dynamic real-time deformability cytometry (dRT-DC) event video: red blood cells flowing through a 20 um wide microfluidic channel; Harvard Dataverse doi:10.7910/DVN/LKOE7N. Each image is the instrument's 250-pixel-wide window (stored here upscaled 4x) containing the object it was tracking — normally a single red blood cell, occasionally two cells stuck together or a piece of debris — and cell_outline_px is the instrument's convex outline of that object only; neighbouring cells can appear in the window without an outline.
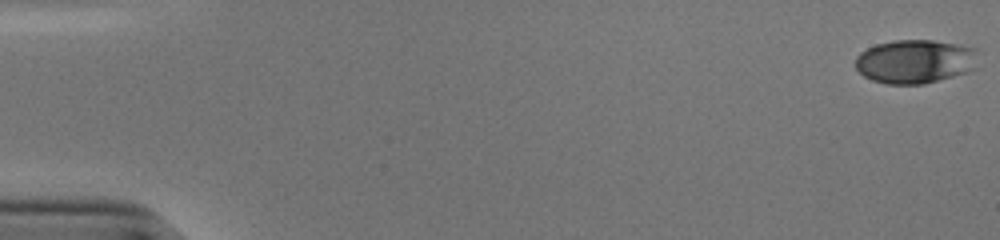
{"species": "human", "species_latin": "Homo sapiens", "temperature_condition": "cold", "stored_images_in_passage": 49, "camera_frame_rate_fps": 3000, "um_per_image_px": 0.085, "donor": {"sex": "male"}, "frame": {"image": 1, "passage_image": 1, "time_ms": 0.0, "image_size_px": [1000, 240], "cell_outline_px": [[976, 68], [968, 72], [924, 84], [884, 84], [872, 80], [864, 76], [856, 68], [856, 56], [860, 52], [876, 44], [896, 40], [932, 40], [956, 44], [976, 48]], "centroid_in_image_um": [77.78, 5.23], "position_along_channel_um": 7.2, "area_um2": 31.39}}
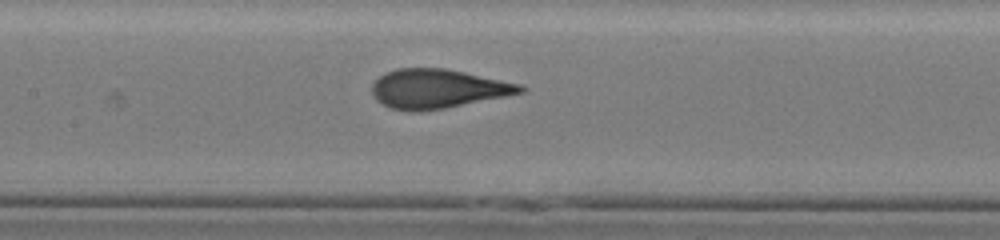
{"frame": {"image": 2, "passage_image": 27, "time_ms": 8.667, "image_size_px": [1000, 240], "cell_outline_px": [[528, 88], [524, 92], [444, 108], [392, 108], [376, 100], [372, 92], [372, 84], [384, 72], [396, 68], [444, 68], [464, 72], [520, 84]], "centroid_in_image_um": [37.22, 7.49], "position_along_channel_um": 170.2, "area_um2": 32.71}}
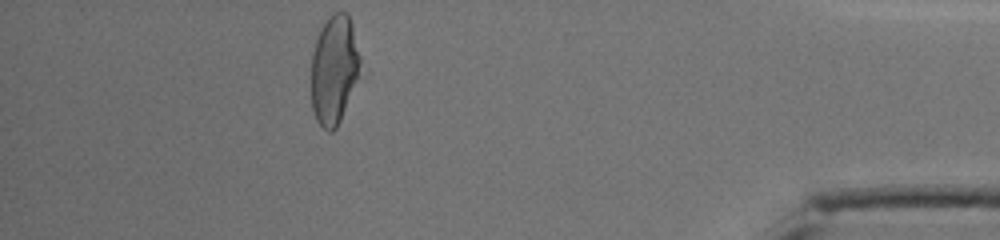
{"frame": {"image": 3, "passage_image": 49, "time_ms": 16.0, "image_size_px": [1000, 240], "cell_outline_px": [[360, 64], [356, 76], [340, 120], [336, 128], [332, 132], [328, 132], [316, 120], [312, 108], [312, 52], [316, 36], [320, 28], [328, 16], [332, 12], [348, 12], [352, 24], [360, 56]], "centroid_in_image_um": [28.36, 5.85], "position_along_channel_um": 406.8, "area_um2": 30.63}, "authors_computed_cell_mechanics": {"area_um2": 32.8304, "velocity_mm_per_s": 3.8472, "shape_relaxation_time_tau1_ms": 5.9428, "shape_relaxation_time_tau2_ms": 0.6913, "deformation_change_tau1": 0.2225, "deformation_change_tau2": 0.0587}}